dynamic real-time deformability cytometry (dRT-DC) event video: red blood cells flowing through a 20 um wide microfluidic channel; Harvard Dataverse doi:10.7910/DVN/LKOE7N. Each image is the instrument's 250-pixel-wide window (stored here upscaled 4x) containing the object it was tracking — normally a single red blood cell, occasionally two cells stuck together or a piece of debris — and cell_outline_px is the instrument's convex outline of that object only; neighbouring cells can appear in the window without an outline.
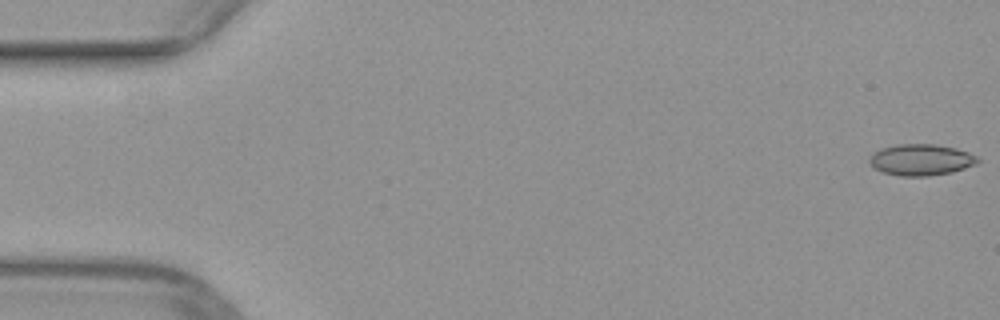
{"species": "common noctule bat (a hibernating species)", "species_latin": "Nyctalus noctula", "temperature_condition": "warm", "stored_images_in_passage": 47, "camera_frame_rate_fps": 3000, "um_per_image_px": 0.085, "animal": {"sex": "female", "body_mass_g": 29.2, "forearm_length_mm": 56.3}, "frame": {"image": 1, "passage_image": 1, "time_ms": 0.0, "image_size_px": [1000, 320], "cell_outline_px": [[980, 160], [976, 164], [952, 172], [928, 176], [900, 176], [880, 172], [872, 168], [868, 160], [872, 152], [880, 148], [896, 144], [936, 144], [956, 148], [968, 152], [976, 156]], "centroid_in_image_um": [78.23, 13.58], "position_along_channel_um": 6.8, "area_um2": 20.06}}
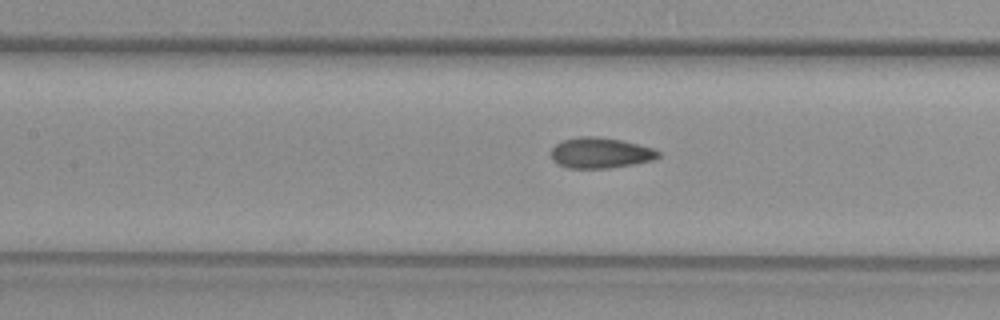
{"frame": {"image": 2, "passage_image": 23, "time_ms": 7.333, "image_size_px": [1000, 320], "cell_outline_px": [[660, 156], [652, 160], [632, 164], [608, 168], [568, 168], [556, 164], [552, 160], [552, 148], [556, 144], [564, 140], [580, 136], [596, 136], [620, 140], [652, 148], [660, 152]], "centroid_in_image_um": [51.0, 13.0], "position_along_channel_um": 156.4, "area_um2": 18.96}}
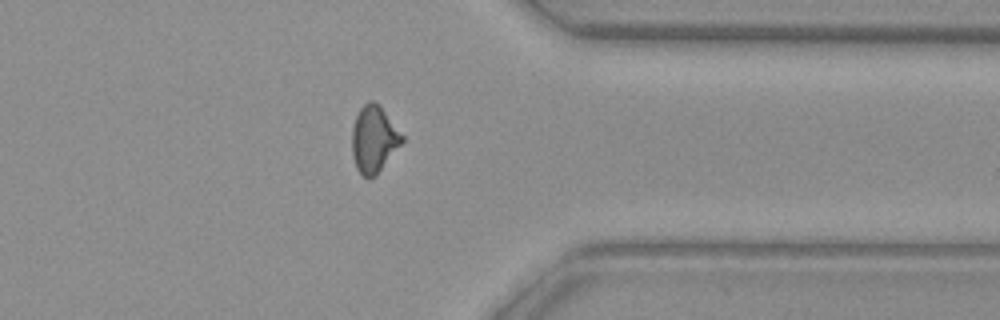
{"frame": {"image": 3, "passage_image": 40, "time_ms": 13.0, "image_size_px": [1000, 320], "cell_outline_px": [[404, 140], [376, 176], [368, 180], [356, 168], [352, 156], [352, 128], [356, 116], [360, 108], [368, 100], [372, 100], [380, 104], [404, 136]], "centroid_in_image_um": [31.78, 11.82], "position_along_channel_um": 379.6, "area_um2": 19.65}}